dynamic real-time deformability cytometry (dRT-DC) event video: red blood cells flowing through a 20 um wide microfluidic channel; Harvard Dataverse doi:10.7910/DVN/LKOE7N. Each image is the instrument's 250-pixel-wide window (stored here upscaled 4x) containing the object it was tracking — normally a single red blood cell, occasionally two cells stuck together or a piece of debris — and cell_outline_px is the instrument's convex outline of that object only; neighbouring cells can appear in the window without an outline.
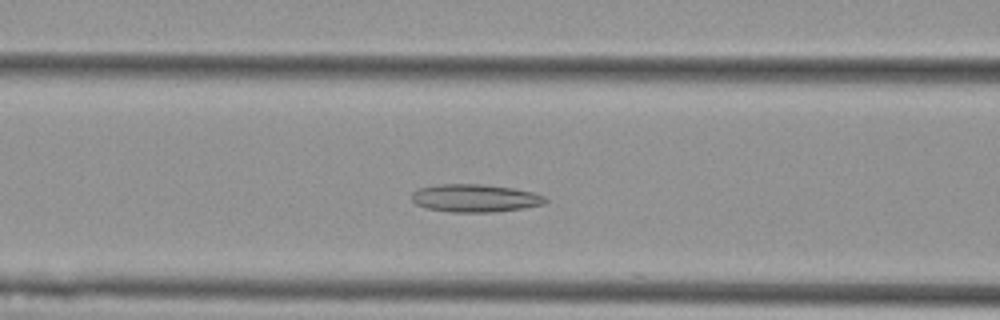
{"species": "Egyptian fruit bat (a non-hibernating species)", "species_latin": "Rousettus aegyptiacus", "temperature_condition": "cold", "stored_images_in_passage": 48, "camera_frame_rate_fps": 3000, "um_per_image_px": 0.085, "animal": {"sex": "female"}, "frame": {"image": 1, "passage_image": 16, "time_ms": 5.0, "image_size_px": [1000, 320], "cell_outline_px": [[548, 200], [544, 204], [524, 208], [496, 212], [452, 212], [428, 208], [416, 204], [412, 200], [412, 192], [420, 188], [440, 184], [484, 184], [512, 188], [536, 192], [544, 196]], "centroid_in_image_um": [40.42, 16.84], "position_along_channel_um": 126.2, "area_um2": 21.73}}
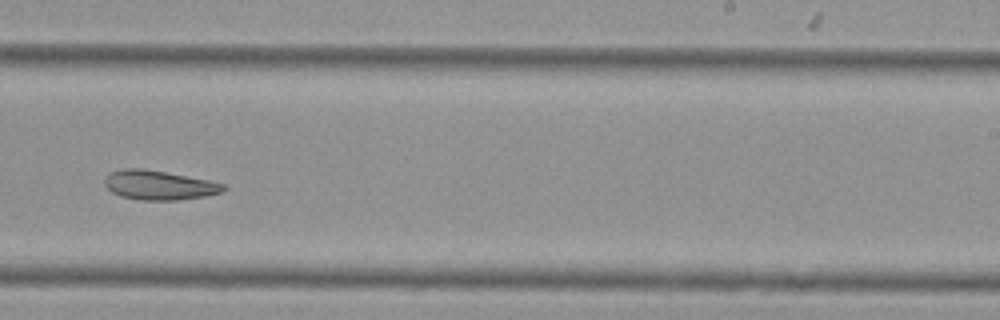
{"frame": {"image": 2, "passage_image": 28, "time_ms": 9.0, "image_size_px": [1000, 320], "cell_outline_px": [[228, 188], [224, 192], [204, 196], [176, 200], [144, 200], [120, 196], [112, 192], [104, 184], [104, 180], [108, 172], [124, 168], [140, 168], [164, 172], [208, 180], [224, 184]], "centroid_in_image_um": [13.51, 15.73], "position_along_channel_um": 275.5, "area_um2": 20.23}}
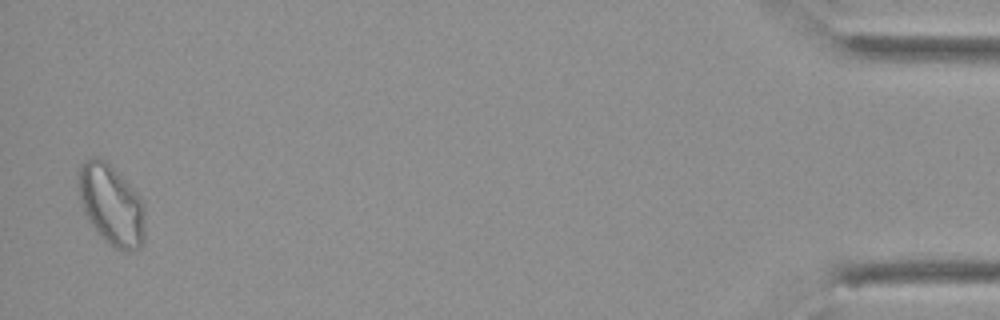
{"frame": {"image": 3, "passage_image": 47, "time_ms": 15.333, "image_size_px": [1000, 320], "cell_outline_px": [[144, 236], [140, 248], [128, 252], [116, 248], [104, 240], [88, 220], [84, 212], [80, 200], [80, 164], [84, 160], [92, 156], [96, 156], [104, 160], [136, 192], [144, 204]], "centroid_in_image_um": [9.47, 17.44], "position_along_channel_um": 425.7, "area_um2": 30.69}}